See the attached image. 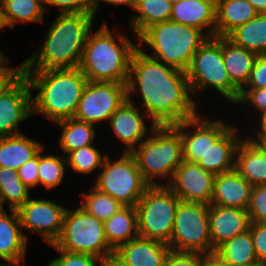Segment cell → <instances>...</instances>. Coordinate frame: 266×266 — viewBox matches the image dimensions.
<instances>
[{
    "label": "cell",
    "instance_id": "obj_1",
    "mask_svg": "<svg viewBox=\"0 0 266 266\" xmlns=\"http://www.w3.org/2000/svg\"><path fill=\"white\" fill-rule=\"evenodd\" d=\"M126 92L127 98L136 95L140 101L136 105L157 126L175 125L202 112L186 72L147 56L139 48L130 60Z\"/></svg>",
    "mask_w": 266,
    "mask_h": 266
},
{
    "label": "cell",
    "instance_id": "obj_2",
    "mask_svg": "<svg viewBox=\"0 0 266 266\" xmlns=\"http://www.w3.org/2000/svg\"><path fill=\"white\" fill-rule=\"evenodd\" d=\"M95 14H58L36 50L21 63L22 70L78 68Z\"/></svg>",
    "mask_w": 266,
    "mask_h": 266
},
{
    "label": "cell",
    "instance_id": "obj_3",
    "mask_svg": "<svg viewBox=\"0 0 266 266\" xmlns=\"http://www.w3.org/2000/svg\"><path fill=\"white\" fill-rule=\"evenodd\" d=\"M22 72L33 91V117L43 115L53 123L74 118L83 89L88 82L79 68Z\"/></svg>",
    "mask_w": 266,
    "mask_h": 266
},
{
    "label": "cell",
    "instance_id": "obj_4",
    "mask_svg": "<svg viewBox=\"0 0 266 266\" xmlns=\"http://www.w3.org/2000/svg\"><path fill=\"white\" fill-rule=\"evenodd\" d=\"M105 20L88 34L79 69L88 81L127 83L130 60L138 48L127 33L112 30ZM117 30V31H116Z\"/></svg>",
    "mask_w": 266,
    "mask_h": 266
},
{
    "label": "cell",
    "instance_id": "obj_5",
    "mask_svg": "<svg viewBox=\"0 0 266 266\" xmlns=\"http://www.w3.org/2000/svg\"><path fill=\"white\" fill-rule=\"evenodd\" d=\"M207 38L195 27L165 21L145 29L137 37V45L147 56L186 72L192 57ZM143 45L147 47L144 49Z\"/></svg>",
    "mask_w": 266,
    "mask_h": 266
},
{
    "label": "cell",
    "instance_id": "obj_6",
    "mask_svg": "<svg viewBox=\"0 0 266 266\" xmlns=\"http://www.w3.org/2000/svg\"><path fill=\"white\" fill-rule=\"evenodd\" d=\"M131 153L150 186L168 185L183 161L180 133L173 125L156 126Z\"/></svg>",
    "mask_w": 266,
    "mask_h": 266
},
{
    "label": "cell",
    "instance_id": "obj_7",
    "mask_svg": "<svg viewBox=\"0 0 266 266\" xmlns=\"http://www.w3.org/2000/svg\"><path fill=\"white\" fill-rule=\"evenodd\" d=\"M186 75L195 101L200 99L202 92L212 89L216 97L218 94L228 105L238 101L240 91L231 83L224 65L222 37L206 39L192 57Z\"/></svg>",
    "mask_w": 266,
    "mask_h": 266
},
{
    "label": "cell",
    "instance_id": "obj_8",
    "mask_svg": "<svg viewBox=\"0 0 266 266\" xmlns=\"http://www.w3.org/2000/svg\"><path fill=\"white\" fill-rule=\"evenodd\" d=\"M118 158L106 156L103 166L94 175L93 187L110 195L124 206H136L146 189L150 186L138 169L131 152H122Z\"/></svg>",
    "mask_w": 266,
    "mask_h": 266
},
{
    "label": "cell",
    "instance_id": "obj_9",
    "mask_svg": "<svg viewBox=\"0 0 266 266\" xmlns=\"http://www.w3.org/2000/svg\"><path fill=\"white\" fill-rule=\"evenodd\" d=\"M179 202L167 185L149 186L135 206L139 237L169 244Z\"/></svg>",
    "mask_w": 266,
    "mask_h": 266
},
{
    "label": "cell",
    "instance_id": "obj_10",
    "mask_svg": "<svg viewBox=\"0 0 266 266\" xmlns=\"http://www.w3.org/2000/svg\"><path fill=\"white\" fill-rule=\"evenodd\" d=\"M54 245L59 250L87 253L101 260L114 254L106 240L103 222L78 205L67 208L61 235Z\"/></svg>",
    "mask_w": 266,
    "mask_h": 266
},
{
    "label": "cell",
    "instance_id": "obj_11",
    "mask_svg": "<svg viewBox=\"0 0 266 266\" xmlns=\"http://www.w3.org/2000/svg\"><path fill=\"white\" fill-rule=\"evenodd\" d=\"M208 218L209 205L180 200L168 244L170 250L189 253L212 251Z\"/></svg>",
    "mask_w": 266,
    "mask_h": 266
},
{
    "label": "cell",
    "instance_id": "obj_12",
    "mask_svg": "<svg viewBox=\"0 0 266 266\" xmlns=\"http://www.w3.org/2000/svg\"><path fill=\"white\" fill-rule=\"evenodd\" d=\"M126 99V83L88 81L74 118L101 127Z\"/></svg>",
    "mask_w": 266,
    "mask_h": 266
},
{
    "label": "cell",
    "instance_id": "obj_13",
    "mask_svg": "<svg viewBox=\"0 0 266 266\" xmlns=\"http://www.w3.org/2000/svg\"><path fill=\"white\" fill-rule=\"evenodd\" d=\"M42 197H30L16 211L26 233H37L47 245H53L60 237L67 207Z\"/></svg>",
    "mask_w": 266,
    "mask_h": 266
},
{
    "label": "cell",
    "instance_id": "obj_14",
    "mask_svg": "<svg viewBox=\"0 0 266 266\" xmlns=\"http://www.w3.org/2000/svg\"><path fill=\"white\" fill-rule=\"evenodd\" d=\"M202 113L173 125L182 140L183 160L197 163L234 123L230 124L220 118L214 119Z\"/></svg>",
    "mask_w": 266,
    "mask_h": 266
},
{
    "label": "cell",
    "instance_id": "obj_15",
    "mask_svg": "<svg viewBox=\"0 0 266 266\" xmlns=\"http://www.w3.org/2000/svg\"><path fill=\"white\" fill-rule=\"evenodd\" d=\"M31 117V86L21 71L0 93V137L21 134L19 124Z\"/></svg>",
    "mask_w": 266,
    "mask_h": 266
},
{
    "label": "cell",
    "instance_id": "obj_16",
    "mask_svg": "<svg viewBox=\"0 0 266 266\" xmlns=\"http://www.w3.org/2000/svg\"><path fill=\"white\" fill-rule=\"evenodd\" d=\"M135 101L133 97L127 98L107 123L115 138L124 145V152H132L157 126Z\"/></svg>",
    "mask_w": 266,
    "mask_h": 266
},
{
    "label": "cell",
    "instance_id": "obj_17",
    "mask_svg": "<svg viewBox=\"0 0 266 266\" xmlns=\"http://www.w3.org/2000/svg\"><path fill=\"white\" fill-rule=\"evenodd\" d=\"M214 178L199 164L183 160L167 186L181 201L210 205Z\"/></svg>",
    "mask_w": 266,
    "mask_h": 266
},
{
    "label": "cell",
    "instance_id": "obj_18",
    "mask_svg": "<svg viewBox=\"0 0 266 266\" xmlns=\"http://www.w3.org/2000/svg\"><path fill=\"white\" fill-rule=\"evenodd\" d=\"M209 233L212 251L225 241L249 230L250 219L247 210L209 205Z\"/></svg>",
    "mask_w": 266,
    "mask_h": 266
},
{
    "label": "cell",
    "instance_id": "obj_19",
    "mask_svg": "<svg viewBox=\"0 0 266 266\" xmlns=\"http://www.w3.org/2000/svg\"><path fill=\"white\" fill-rule=\"evenodd\" d=\"M239 128L237 124H233L210 146L204 157H201L197 164L214 175L234 170L236 150L246 136V132L242 131L243 128Z\"/></svg>",
    "mask_w": 266,
    "mask_h": 266
},
{
    "label": "cell",
    "instance_id": "obj_20",
    "mask_svg": "<svg viewBox=\"0 0 266 266\" xmlns=\"http://www.w3.org/2000/svg\"><path fill=\"white\" fill-rule=\"evenodd\" d=\"M170 21L195 27L208 38L215 37L216 2L180 0L172 6Z\"/></svg>",
    "mask_w": 266,
    "mask_h": 266
},
{
    "label": "cell",
    "instance_id": "obj_21",
    "mask_svg": "<svg viewBox=\"0 0 266 266\" xmlns=\"http://www.w3.org/2000/svg\"><path fill=\"white\" fill-rule=\"evenodd\" d=\"M28 238L22 231L17 211L0 209V262L25 261Z\"/></svg>",
    "mask_w": 266,
    "mask_h": 266
},
{
    "label": "cell",
    "instance_id": "obj_22",
    "mask_svg": "<svg viewBox=\"0 0 266 266\" xmlns=\"http://www.w3.org/2000/svg\"><path fill=\"white\" fill-rule=\"evenodd\" d=\"M252 188L235 170L215 175L211 204L247 210Z\"/></svg>",
    "mask_w": 266,
    "mask_h": 266
},
{
    "label": "cell",
    "instance_id": "obj_23",
    "mask_svg": "<svg viewBox=\"0 0 266 266\" xmlns=\"http://www.w3.org/2000/svg\"><path fill=\"white\" fill-rule=\"evenodd\" d=\"M169 252L168 244L138 236L121 245L114 255L127 266H163Z\"/></svg>",
    "mask_w": 266,
    "mask_h": 266
},
{
    "label": "cell",
    "instance_id": "obj_24",
    "mask_svg": "<svg viewBox=\"0 0 266 266\" xmlns=\"http://www.w3.org/2000/svg\"><path fill=\"white\" fill-rule=\"evenodd\" d=\"M234 170L252 186L266 185V155L247 136L236 150Z\"/></svg>",
    "mask_w": 266,
    "mask_h": 266
},
{
    "label": "cell",
    "instance_id": "obj_25",
    "mask_svg": "<svg viewBox=\"0 0 266 266\" xmlns=\"http://www.w3.org/2000/svg\"><path fill=\"white\" fill-rule=\"evenodd\" d=\"M222 55L231 83L241 91L249 80L258 54L222 37Z\"/></svg>",
    "mask_w": 266,
    "mask_h": 266
},
{
    "label": "cell",
    "instance_id": "obj_26",
    "mask_svg": "<svg viewBox=\"0 0 266 266\" xmlns=\"http://www.w3.org/2000/svg\"><path fill=\"white\" fill-rule=\"evenodd\" d=\"M44 146L24 133L0 137V167L17 171L24 163L35 156Z\"/></svg>",
    "mask_w": 266,
    "mask_h": 266
},
{
    "label": "cell",
    "instance_id": "obj_27",
    "mask_svg": "<svg viewBox=\"0 0 266 266\" xmlns=\"http://www.w3.org/2000/svg\"><path fill=\"white\" fill-rule=\"evenodd\" d=\"M259 13L246 0H217L215 36L227 37Z\"/></svg>",
    "mask_w": 266,
    "mask_h": 266
},
{
    "label": "cell",
    "instance_id": "obj_28",
    "mask_svg": "<svg viewBox=\"0 0 266 266\" xmlns=\"http://www.w3.org/2000/svg\"><path fill=\"white\" fill-rule=\"evenodd\" d=\"M46 10L42 0H1L0 25L14 29L18 23L44 24Z\"/></svg>",
    "mask_w": 266,
    "mask_h": 266
},
{
    "label": "cell",
    "instance_id": "obj_29",
    "mask_svg": "<svg viewBox=\"0 0 266 266\" xmlns=\"http://www.w3.org/2000/svg\"><path fill=\"white\" fill-rule=\"evenodd\" d=\"M103 225L106 240L113 251L139 236L135 206H123Z\"/></svg>",
    "mask_w": 266,
    "mask_h": 266
},
{
    "label": "cell",
    "instance_id": "obj_30",
    "mask_svg": "<svg viewBox=\"0 0 266 266\" xmlns=\"http://www.w3.org/2000/svg\"><path fill=\"white\" fill-rule=\"evenodd\" d=\"M172 4L167 0H136L135 7L128 19L132 35L137 37L150 26L170 21ZM135 14V15H134Z\"/></svg>",
    "mask_w": 266,
    "mask_h": 266
},
{
    "label": "cell",
    "instance_id": "obj_31",
    "mask_svg": "<svg viewBox=\"0 0 266 266\" xmlns=\"http://www.w3.org/2000/svg\"><path fill=\"white\" fill-rule=\"evenodd\" d=\"M54 124L62 130L57 143L65 157L76 149L95 144L94 141L98 138V126L95 129L96 125L76 118L60 120Z\"/></svg>",
    "mask_w": 266,
    "mask_h": 266
},
{
    "label": "cell",
    "instance_id": "obj_32",
    "mask_svg": "<svg viewBox=\"0 0 266 266\" xmlns=\"http://www.w3.org/2000/svg\"><path fill=\"white\" fill-rule=\"evenodd\" d=\"M227 38L235 45L257 53L266 54V13L258 14L234 29Z\"/></svg>",
    "mask_w": 266,
    "mask_h": 266
},
{
    "label": "cell",
    "instance_id": "obj_33",
    "mask_svg": "<svg viewBox=\"0 0 266 266\" xmlns=\"http://www.w3.org/2000/svg\"><path fill=\"white\" fill-rule=\"evenodd\" d=\"M216 251L230 264L263 266L257 259L250 230L225 241Z\"/></svg>",
    "mask_w": 266,
    "mask_h": 266
},
{
    "label": "cell",
    "instance_id": "obj_34",
    "mask_svg": "<svg viewBox=\"0 0 266 266\" xmlns=\"http://www.w3.org/2000/svg\"><path fill=\"white\" fill-rule=\"evenodd\" d=\"M45 147L44 145L39 151L38 186L51 191L64 182L66 173L70 171L67 168V159L62 153H45Z\"/></svg>",
    "mask_w": 266,
    "mask_h": 266
},
{
    "label": "cell",
    "instance_id": "obj_35",
    "mask_svg": "<svg viewBox=\"0 0 266 266\" xmlns=\"http://www.w3.org/2000/svg\"><path fill=\"white\" fill-rule=\"evenodd\" d=\"M30 191L17 171L0 167V209H5L7 204L9 210H17L31 197Z\"/></svg>",
    "mask_w": 266,
    "mask_h": 266
},
{
    "label": "cell",
    "instance_id": "obj_36",
    "mask_svg": "<svg viewBox=\"0 0 266 266\" xmlns=\"http://www.w3.org/2000/svg\"><path fill=\"white\" fill-rule=\"evenodd\" d=\"M96 144L81 147L70 152L67 156V168L72 170L75 175H92V173H98L103 166V162L108 155L102 153V149H98Z\"/></svg>",
    "mask_w": 266,
    "mask_h": 266
},
{
    "label": "cell",
    "instance_id": "obj_37",
    "mask_svg": "<svg viewBox=\"0 0 266 266\" xmlns=\"http://www.w3.org/2000/svg\"><path fill=\"white\" fill-rule=\"evenodd\" d=\"M89 190L80 192L79 196L82 200L79 202L81 203L79 206L102 222L109 219L124 206L110 195L99 191L93 186Z\"/></svg>",
    "mask_w": 266,
    "mask_h": 266
},
{
    "label": "cell",
    "instance_id": "obj_38",
    "mask_svg": "<svg viewBox=\"0 0 266 266\" xmlns=\"http://www.w3.org/2000/svg\"><path fill=\"white\" fill-rule=\"evenodd\" d=\"M59 256L48 260L47 266H101V259L87 253H72L50 245Z\"/></svg>",
    "mask_w": 266,
    "mask_h": 266
},
{
    "label": "cell",
    "instance_id": "obj_39",
    "mask_svg": "<svg viewBox=\"0 0 266 266\" xmlns=\"http://www.w3.org/2000/svg\"><path fill=\"white\" fill-rule=\"evenodd\" d=\"M237 107L243 106V109L252 111L250 116L252 119H256L263 113H266V87L259 89H242L239 93L238 101L234 104ZM253 109V110H252ZM256 117H255V116Z\"/></svg>",
    "mask_w": 266,
    "mask_h": 266
},
{
    "label": "cell",
    "instance_id": "obj_40",
    "mask_svg": "<svg viewBox=\"0 0 266 266\" xmlns=\"http://www.w3.org/2000/svg\"><path fill=\"white\" fill-rule=\"evenodd\" d=\"M250 222H266V185H254L247 209Z\"/></svg>",
    "mask_w": 266,
    "mask_h": 266
},
{
    "label": "cell",
    "instance_id": "obj_41",
    "mask_svg": "<svg viewBox=\"0 0 266 266\" xmlns=\"http://www.w3.org/2000/svg\"><path fill=\"white\" fill-rule=\"evenodd\" d=\"M42 4L46 13L51 7L59 8L60 14L92 12L91 0H42Z\"/></svg>",
    "mask_w": 266,
    "mask_h": 266
},
{
    "label": "cell",
    "instance_id": "obj_42",
    "mask_svg": "<svg viewBox=\"0 0 266 266\" xmlns=\"http://www.w3.org/2000/svg\"><path fill=\"white\" fill-rule=\"evenodd\" d=\"M258 261L266 265V222H251L249 226Z\"/></svg>",
    "mask_w": 266,
    "mask_h": 266
},
{
    "label": "cell",
    "instance_id": "obj_43",
    "mask_svg": "<svg viewBox=\"0 0 266 266\" xmlns=\"http://www.w3.org/2000/svg\"><path fill=\"white\" fill-rule=\"evenodd\" d=\"M38 166L39 152L17 170L22 183L31 190L38 186Z\"/></svg>",
    "mask_w": 266,
    "mask_h": 266
},
{
    "label": "cell",
    "instance_id": "obj_44",
    "mask_svg": "<svg viewBox=\"0 0 266 266\" xmlns=\"http://www.w3.org/2000/svg\"><path fill=\"white\" fill-rule=\"evenodd\" d=\"M266 87V54L258 55L249 80L243 89H259Z\"/></svg>",
    "mask_w": 266,
    "mask_h": 266
},
{
    "label": "cell",
    "instance_id": "obj_45",
    "mask_svg": "<svg viewBox=\"0 0 266 266\" xmlns=\"http://www.w3.org/2000/svg\"><path fill=\"white\" fill-rule=\"evenodd\" d=\"M163 266H197V253L175 252L167 254Z\"/></svg>",
    "mask_w": 266,
    "mask_h": 266
},
{
    "label": "cell",
    "instance_id": "obj_46",
    "mask_svg": "<svg viewBox=\"0 0 266 266\" xmlns=\"http://www.w3.org/2000/svg\"><path fill=\"white\" fill-rule=\"evenodd\" d=\"M10 58L4 56L0 60V93L22 71L20 66H9Z\"/></svg>",
    "mask_w": 266,
    "mask_h": 266
},
{
    "label": "cell",
    "instance_id": "obj_47",
    "mask_svg": "<svg viewBox=\"0 0 266 266\" xmlns=\"http://www.w3.org/2000/svg\"><path fill=\"white\" fill-rule=\"evenodd\" d=\"M222 256L216 251L197 253V266H221Z\"/></svg>",
    "mask_w": 266,
    "mask_h": 266
},
{
    "label": "cell",
    "instance_id": "obj_48",
    "mask_svg": "<svg viewBox=\"0 0 266 266\" xmlns=\"http://www.w3.org/2000/svg\"><path fill=\"white\" fill-rule=\"evenodd\" d=\"M253 130L249 129V133L246 130V136L249 139H266V113H263L261 116L252 120Z\"/></svg>",
    "mask_w": 266,
    "mask_h": 266
},
{
    "label": "cell",
    "instance_id": "obj_49",
    "mask_svg": "<svg viewBox=\"0 0 266 266\" xmlns=\"http://www.w3.org/2000/svg\"><path fill=\"white\" fill-rule=\"evenodd\" d=\"M108 4L112 5V6H124L126 8H130L131 10L134 9L135 4H136V0H91V8H92V12L95 14L98 13L97 11L100 9V4Z\"/></svg>",
    "mask_w": 266,
    "mask_h": 266
},
{
    "label": "cell",
    "instance_id": "obj_50",
    "mask_svg": "<svg viewBox=\"0 0 266 266\" xmlns=\"http://www.w3.org/2000/svg\"><path fill=\"white\" fill-rule=\"evenodd\" d=\"M101 266H127L114 254L101 261Z\"/></svg>",
    "mask_w": 266,
    "mask_h": 266
},
{
    "label": "cell",
    "instance_id": "obj_51",
    "mask_svg": "<svg viewBox=\"0 0 266 266\" xmlns=\"http://www.w3.org/2000/svg\"><path fill=\"white\" fill-rule=\"evenodd\" d=\"M248 1L259 14L266 13V0H246Z\"/></svg>",
    "mask_w": 266,
    "mask_h": 266
},
{
    "label": "cell",
    "instance_id": "obj_52",
    "mask_svg": "<svg viewBox=\"0 0 266 266\" xmlns=\"http://www.w3.org/2000/svg\"><path fill=\"white\" fill-rule=\"evenodd\" d=\"M253 141L266 155V139H250Z\"/></svg>",
    "mask_w": 266,
    "mask_h": 266
},
{
    "label": "cell",
    "instance_id": "obj_53",
    "mask_svg": "<svg viewBox=\"0 0 266 266\" xmlns=\"http://www.w3.org/2000/svg\"><path fill=\"white\" fill-rule=\"evenodd\" d=\"M25 261L20 262H0V266H21Z\"/></svg>",
    "mask_w": 266,
    "mask_h": 266
},
{
    "label": "cell",
    "instance_id": "obj_54",
    "mask_svg": "<svg viewBox=\"0 0 266 266\" xmlns=\"http://www.w3.org/2000/svg\"><path fill=\"white\" fill-rule=\"evenodd\" d=\"M221 266H242V265H234V264H230V263H227L226 261L223 260V263Z\"/></svg>",
    "mask_w": 266,
    "mask_h": 266
},
{
    "label": "cell",
    "instance_id": "obj_55",
    "mask_svg": "<svg viewBox=\"0 0 266 266\" xmlns=\"http://www.w3.org/2000/svg\"><path fill=\"white\" fill-rule=\"evenodd\" d=\"M167 1L173 5L175 3H178L180 0H167Z\"/></svg>",
    "mask_w": 266,
    "mask_h": 266
},
{
    "label": "cell",
    "instance_id": "obj_56",
    "mask_svg": "<svg viewBox=\"0 0 266 266\" xmlns=\"http://www.w3.org/2000/svg\"><path fill=\"white\" fill-rule=\"evenodd\" d=\"M4 56H6V55L3 54V51H2V50H0V60H1Z\"/></svg>",
    "mask_w": 266,
    "mask_h": 266
}]
</instances>
